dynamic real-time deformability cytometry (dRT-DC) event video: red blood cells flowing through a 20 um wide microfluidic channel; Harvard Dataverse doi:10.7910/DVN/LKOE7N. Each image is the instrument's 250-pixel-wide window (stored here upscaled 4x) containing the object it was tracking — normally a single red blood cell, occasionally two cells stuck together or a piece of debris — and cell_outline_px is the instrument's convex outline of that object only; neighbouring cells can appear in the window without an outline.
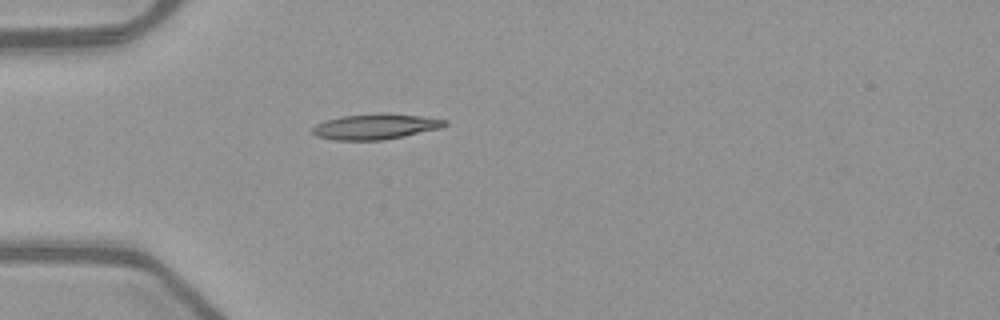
{"species": "common noctule bat (a hibernating species)", "species_latin": "Nyctalus noctula", "temperature_condition": "warm", "stored_images_in_passage": 37, "camera_frame_rate_fps": 3000, "um_per_image_px": 0.085, "animal": {"sex": "female", "body_mass_g": 21.9}, "frame": {"image": 1, "passage_image": 1, "time_ms": 0.0, "image_size_px": [1000, 320], "cell_outline_px": [[448, 124], [440, 128], [404, 136], [384, 140], [332, 140], [316, 136], [312, 132], [312, 128], [316, 124], [324, 120], [340, 116], [380, 112], [420, 116], [448, 120]], "centroid_in_image_um": [31.88, 10.75], "position_along_channel_um": 53.1, "area_um2": 19.88}}
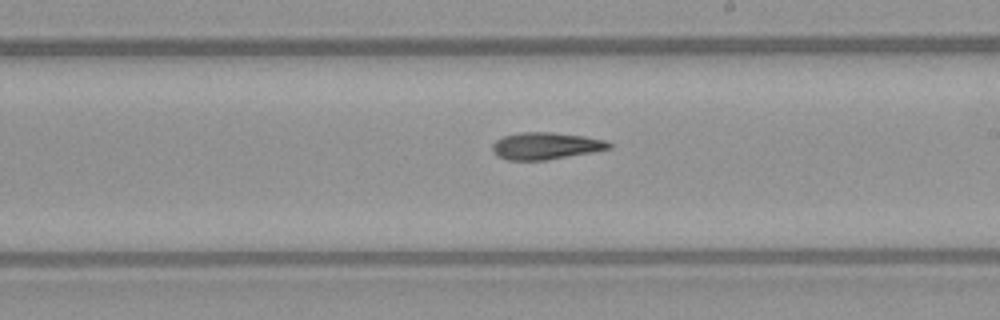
{"frame": {"image": 2, "passage_image": 16, "time_ms": 5.0, "image_size_px": [1000, 320], "cell_outline_px": [[612, 148], [592, 152], [544, 160], [508, 160], [496, 156], [492, 148], [492, 144], [496, 140], [504, 136], [520, 132], [552, 132], [584, 136], [604, 140], [612, 144]], "centroid_in_image_um": [46.37, 12.39], "position_along_channel_um": 242.6, "area_um2": 18.26}}
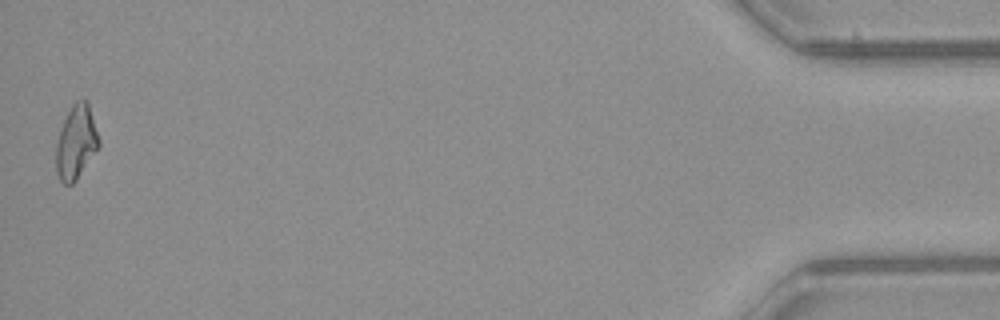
{"frame": {"image": 3, "passage_image": 37, "time_ms": 12.0, "image_size_px": [1000, 320], "cell_outline_px": [[100, 144], [76, 180], [72, 184], [64, 184], [60, 180], [56, 172], [56, 144], [64, 120], [72, 104], [76, 100], [88, 100], [100, 140]], "centroid_in_image_um": [6.47, 12.07], "position_along_channel_um": 428.7, "area_um2": 18.21}}